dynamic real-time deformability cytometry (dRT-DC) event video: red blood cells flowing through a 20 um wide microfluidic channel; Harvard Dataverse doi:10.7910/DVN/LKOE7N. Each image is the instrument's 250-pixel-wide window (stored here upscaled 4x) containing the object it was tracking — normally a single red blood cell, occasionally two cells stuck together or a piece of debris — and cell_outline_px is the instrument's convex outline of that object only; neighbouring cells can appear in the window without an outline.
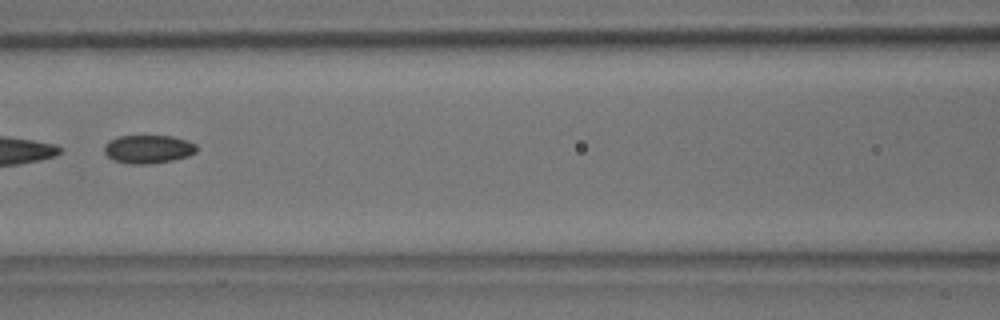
{"species": "common noctule bat (a hibernating species)", "species_latin": "Nyctalus noctula", "temperature_condition": "room temperature", "stored_images_in_passage": 8, "segment_of_instrument_passage": [2, 2], "camera_frame_rate_fps": 3000, "um_per_image_px": 0.085, "animal": {"sex": "male", "body_mass_g": 18.8}, "frame": {"image": 1, "passage_image": 7, "time_ms": 7.0, "image_size_px": [1000, 320], "cell_outline_px": [[196, 152], [188, 156], [172, 160], [152, 164], [128, 164], [112, 160], [104, 152], [104, 144], [108, 140], [116, 136], [172, 136], [196, 144]], "centroid_in_image_um": [12.54, 12.68], "position_along_channel_um": 154.1, "area_um2": 15.37}}